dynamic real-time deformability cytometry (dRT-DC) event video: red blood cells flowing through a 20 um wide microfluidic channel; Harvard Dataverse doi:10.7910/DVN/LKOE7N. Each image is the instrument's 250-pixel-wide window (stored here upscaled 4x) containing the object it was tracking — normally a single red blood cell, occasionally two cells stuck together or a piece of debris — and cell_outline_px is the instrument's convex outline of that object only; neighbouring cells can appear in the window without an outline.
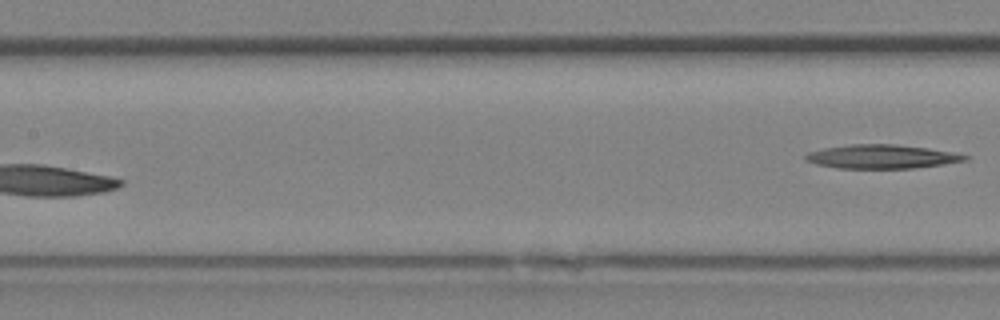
{"species": "Egyptian fruit bat (a non-hibernating species)", "species_latin": "Rousettus aegyptiacus", "temperature_condition": "room temperature", "stored_images_in_passage": 11, "segment_of_instrument_passage": [2, 2], "camera_frame_rate_fps": 3000, "um_per_image_px": 0.085, "animal": {"sex": "female"}, "frame": {"image": 1, "passage_image": 11, "time_ms": 3.333, "image_size_px": [1000, 320], "cell_outline_px": [[972, 156], [968, 160], [912, 168], [836, 168], [816, 164], [808, 160], [804, 156], [808, 152], [824, 148], [852, 144], [896, 144], [928, 148], [956, 152]], "centroid_in_image_um": [74.99, 13.3], "position_along_channel_um": 132.4, "area_um2": 22.08}}